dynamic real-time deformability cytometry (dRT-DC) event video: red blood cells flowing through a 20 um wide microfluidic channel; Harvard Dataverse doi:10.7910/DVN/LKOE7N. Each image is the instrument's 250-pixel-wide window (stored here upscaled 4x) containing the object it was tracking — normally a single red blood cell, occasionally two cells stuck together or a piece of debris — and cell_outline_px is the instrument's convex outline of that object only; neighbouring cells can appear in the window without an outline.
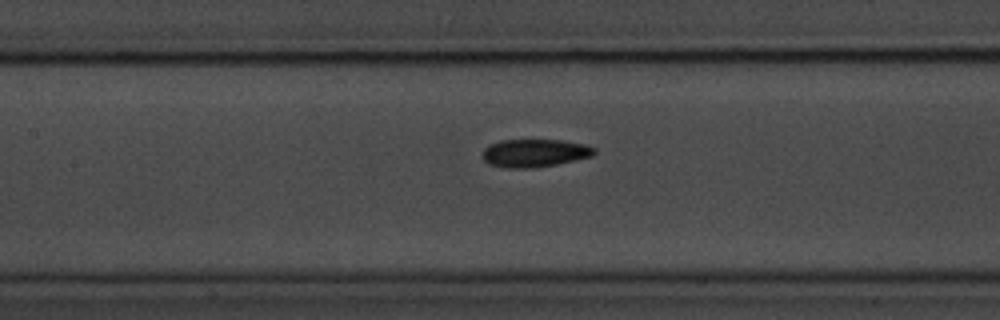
{"species": "common noctule bat (a hibernating species)", "species_latin": "Nyctalus noctula", "temperature_condition": "room temperature", "stored_images_in_passage": 7, "segment_of_instrument_passage": [2, 2], "camera_frame_rate_fps": 3000, "um_per_image_px": 0.085, "animal": {"sex": "male", "body_mass_g": 20.1, "forearm_length_mm": 53.5}, "frame": {"image": 1, "passage_image": 7, "time_ms": 8.0, "image_size_px": [1000, 320], "cell_outline_px": [[596, 152], [592, 156], [556, 164], [532, 168], [504, 168], [488, 164], [480, 156], [484, 148], [488, 144], [500, 140], [564, 140], [588, 144], [596, 148]], "centroid_in_image_um": [45.42, 13.0], "position_along_channel_um": 162.0, "area_um2": 18.55}}